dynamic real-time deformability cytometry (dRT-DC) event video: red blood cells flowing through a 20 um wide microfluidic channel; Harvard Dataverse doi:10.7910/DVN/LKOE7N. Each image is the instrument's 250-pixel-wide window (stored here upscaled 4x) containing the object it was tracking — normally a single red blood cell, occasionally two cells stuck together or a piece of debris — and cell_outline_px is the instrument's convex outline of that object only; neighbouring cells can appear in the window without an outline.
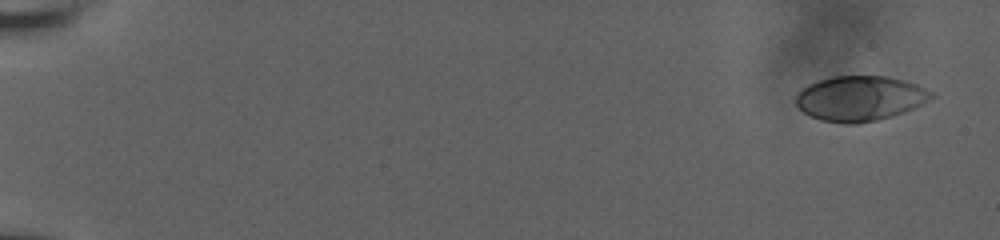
{"species": "human", "species_latin": "Homo sapiens", "temperature_condition": "room temperature", "stored_images_in_passage": 12, "camera_frame_rate_fps": 3000, "um_per_image_px": 0.085, "donor": {"sex": "male"}, "frame": {"image": 1, "passage_image": 1, "time_ms": 0.0, "image_size_px": [1000, 240], "cell_outline_px": [[936, 96], [924, 104], [904, 112], [892, 116], [876, 120], [856, 124], [848, 124], [820, 120], [804, 112], [796, 104], [796, 96], [808, 84], [832, 76], [888, 76], [904, 80], [916, 84], [932, 92]], "centroid_in_image_um": [73.14, 8.36], "position_along_channel_um": 11.9, "area_um2": 35.49}}
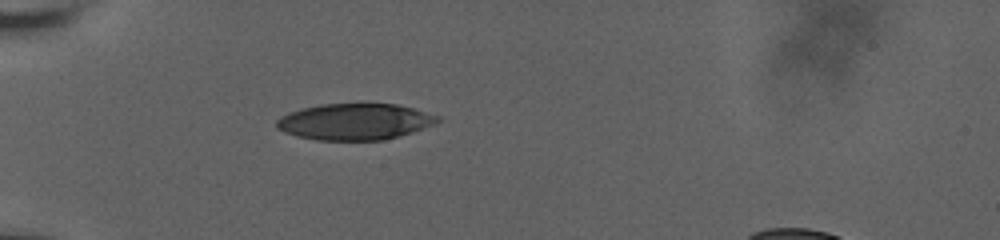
{"frame": {"image": 2, "passage_image": 9, "time_ms": 6.0, "image_size_px": [1000, 240], "cell_outline_px": [[440, 120], [432, 124], [412, 132], [384, 140], [316, 140], [296, 136], [284, 132], [276, 128], [276, 120], [280, 116], [288, 112], [300, 108], [320, 104], [396, 104], [412, 108], [440, 116]], "centroid_in_image_um": [30.09, 10.34], "position_along_channel_um": 54.9, "area_um2": 34.04}}
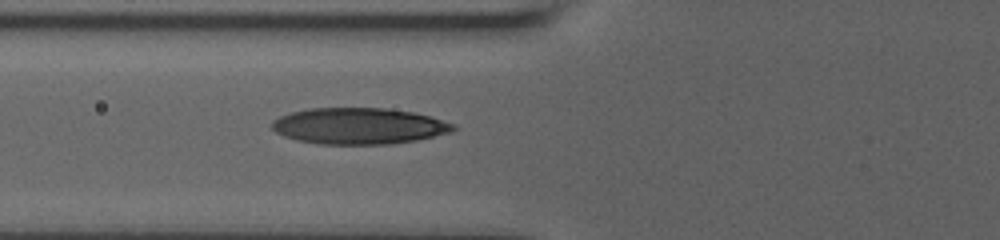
{"frame": {"image": 3, "passage_image": 12, "time_ms": 7.667, "image_size_px": [1000, 240], "cell_outline_px": [[456, 128], [452, 132], [416, 140], [388, 144], [320, 144], [296, 140], [284, 136], [276, 132], [272, 128], [272, 120], [280, 116], [292, 112], [308, 108], [384, 108], [412, 112], [428, 116], [456, 124]], "centroid_in_image_um": [30.49, 10.71], "position_along_channel_um": 95.3, "area_um2": 38.26}}